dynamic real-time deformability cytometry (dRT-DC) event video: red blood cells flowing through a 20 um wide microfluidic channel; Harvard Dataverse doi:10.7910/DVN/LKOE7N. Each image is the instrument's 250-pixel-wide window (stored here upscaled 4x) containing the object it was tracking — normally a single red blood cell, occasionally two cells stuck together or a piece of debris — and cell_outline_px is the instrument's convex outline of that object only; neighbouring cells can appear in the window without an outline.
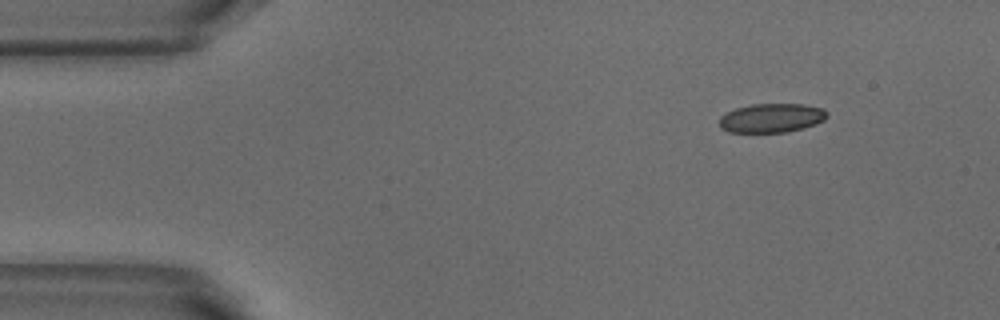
{"species": "common noctule bat (a hibernating species)", "species_latin": "Nyctalus noctula", "temperature_condition": "warm", "stored_images_in_passage": 9, "camera_frame_rate_fps": 3000, "um_per_image_px": 0.085, "animal": {"sex": "male", "body_mass_g": 18.8}, "frame": {"image": 1, "passage_image": 1, "time_ms": 0.0, "image_size_px": [1000, 320], "cell_outline_px": [[828, 116], [824, 120], [816, 124], [788, 132], [728, 132], [720, 128], [720, 116], [736, 108], [752, 104], [804, 104], [824, 108], [828, 112]], "centroid_in_image_um": [65.61, 10.02], "position_along_channel_um": 19.4, "area_um2": 18.32}}